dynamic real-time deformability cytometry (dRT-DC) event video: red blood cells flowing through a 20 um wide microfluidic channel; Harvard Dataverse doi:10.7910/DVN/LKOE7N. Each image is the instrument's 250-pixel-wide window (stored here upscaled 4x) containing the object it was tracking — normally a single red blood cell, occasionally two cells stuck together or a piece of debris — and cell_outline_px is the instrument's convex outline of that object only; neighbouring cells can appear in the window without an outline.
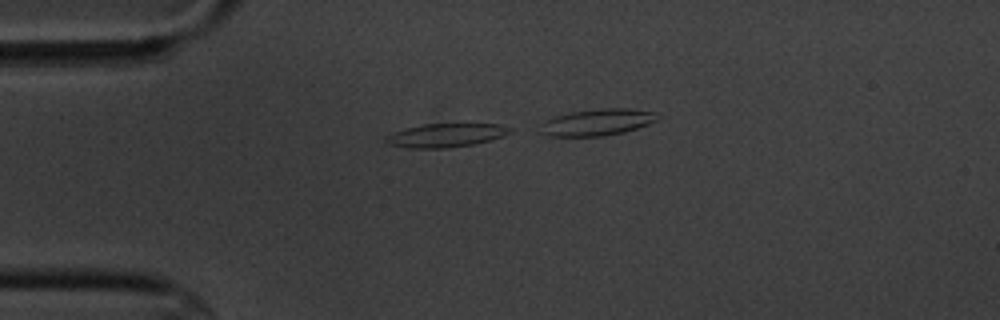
{"species": "common noctule bat (a hibernating species)", "species_latin": "Nyctalus noctula", "temperature_condition": "cold", "stored_images_in_passage": 6, "camera_frame_rate_fps": 3000, "um_per_image_px": 0.085, "animal": {"sex": "male", "body_mass_g": 20.1, "forearm_length_mm": 53.5}, "frame": {"image": 1, "passage_image": 4, "time_ms": 3.333, "image_size_px": [1000, 320], "cell_outline_px": [[516, 128], [512, 132], [504, 136], [472, 144], [448, 148], [408, 148], [388, 144], [384, 140], [384, 136], [392, 132], [424, 124], [500, 124]], "centroid_in_image_um": [37.92, 11.5], "position_along_channel_um": 47.1, "area_um2": 17.17}}